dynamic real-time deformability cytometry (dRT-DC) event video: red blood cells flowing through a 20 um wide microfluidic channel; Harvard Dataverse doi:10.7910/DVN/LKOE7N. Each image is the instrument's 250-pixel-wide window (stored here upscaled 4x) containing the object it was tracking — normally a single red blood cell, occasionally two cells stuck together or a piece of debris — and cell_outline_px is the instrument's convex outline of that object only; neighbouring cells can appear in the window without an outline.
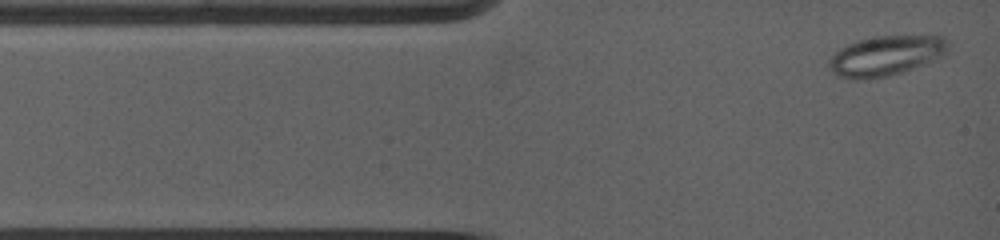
{"species": "common noctule bat (a hibernating species)", "species_latin": "Nyctalus noctula", "temperature_condition": "warm", "stored_images_in_passage": 4, "camera_frame_rate_fps": 5000, "um_per_image_px": 0.085, "animal": {"sex": "female", "body_mass_g": 19.0, "forearm_length_mm": 53.3}, "frame": {"image": 1, "passage_image": 1, "time_ms": 0.0, "image_size_px": [1000, 240], "cell_outline_px": [[948, 48], [944, 56], [936, 60], [888, 76], [856, 80], [852, 80], [836, 76], [828, 68], [828, 60], [840, 48], [856, 40], [876, 36], [944, 36], [948, 40]], "centroid_in_image_um": [75.28, 4.74], "position_along_channel_um": 9.7, "area_um2": 27.92}}